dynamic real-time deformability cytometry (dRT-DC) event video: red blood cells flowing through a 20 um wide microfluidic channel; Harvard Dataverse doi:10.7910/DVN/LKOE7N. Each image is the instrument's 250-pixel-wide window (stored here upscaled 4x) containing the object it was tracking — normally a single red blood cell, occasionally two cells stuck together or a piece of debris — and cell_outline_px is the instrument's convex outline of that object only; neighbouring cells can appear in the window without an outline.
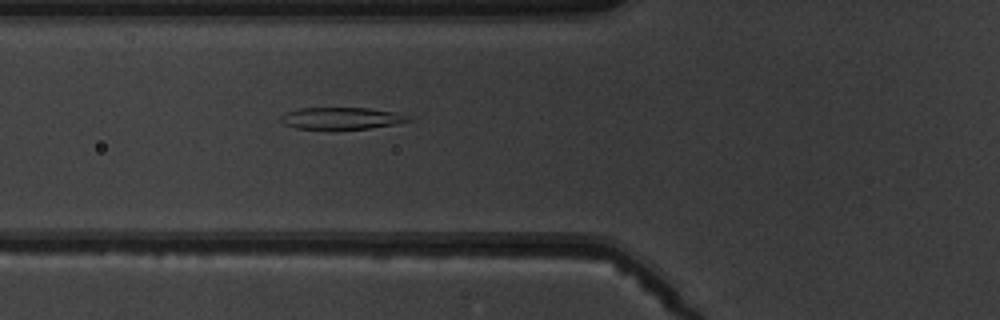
{"species": "common noctule bat (a hibernating species)", "species_latin": "Nyctalus noctula", "temperature_condition": "warm", "stored_images_in_passage": 6, "camera_frame_rate_fps": 3000, "um_per_image_px": 0.085, "animal": {"sex": "male", "body_mass_g": 19.5, "forearm_length_mm": 54.6}, "frame": {"image": 1, "passage_image": 6, "time_ms": 5.667, "image_size_px": [1000, 320], "cell_outline_px": [[412, 120], [392, 124], [368, 128], [296, 128], [284, 124], [280, 120], [280, 116], [288, 112], [300, 108], [368, 108], [396, 112], [408, 116]], "centroid_in_image_um": [29.01, 10.03], "position_along_channel_um": 96.8, "area_um2": 15.78}}